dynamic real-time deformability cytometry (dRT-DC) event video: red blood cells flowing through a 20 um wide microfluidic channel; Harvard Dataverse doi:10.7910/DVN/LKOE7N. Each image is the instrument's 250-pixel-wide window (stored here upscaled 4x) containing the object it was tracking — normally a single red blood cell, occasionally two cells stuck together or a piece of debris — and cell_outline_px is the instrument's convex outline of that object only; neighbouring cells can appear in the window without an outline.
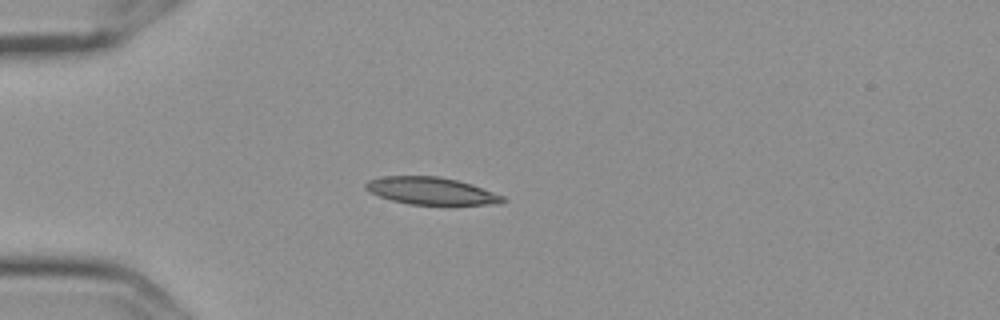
{"species": "Egyptian fruit bat (a non-hibernating species)", "species_latin": "Rousettus aegyptiacus", "temperature_condition": "cold", "stored_images_in_passage": 11, "camera_frame_rate_fps": 3000, "um_per_image_px": 0.085, "frame": {"image": 1, "passage_image": 4, "time_ms": 1.0, "image_size_px": [1000, 320], "cell_outline_px": [[504, 200], [500, 204], [408, 204], [392, 200], [380, 196], [364, 188], [364, 184], [368, 180], [380, 176], [440, 176], [472, 184], [504, 196]], "centroid_in_image_um": [36.62, 16.21], "position_along_channel_um": 48.4, "area_um2": 21.62}}
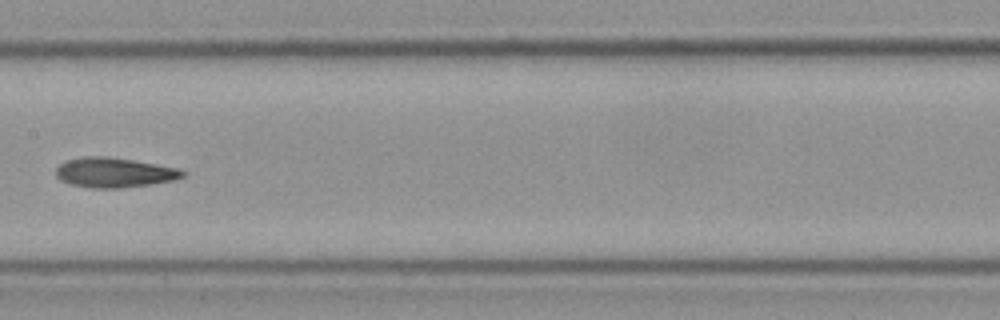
{"frame": {"image": 2, "passage_image": 8, "time_ms": 2.333, "image_size_px": [1000, 320], "cell_outline_px": [[188, 172], [184, 176], [172, 180], [148, 184], [120, 188], [88, 188], [68, 184], [60, 180], [56, 176], [56, 168], [64, 160], [84, 156], [104, 156], [132, 160], [176, 168]], "centroid_in_image_um": [9.63, 14.67], "position_along_channel_um": 197.8, "area_um2": 21.96}}
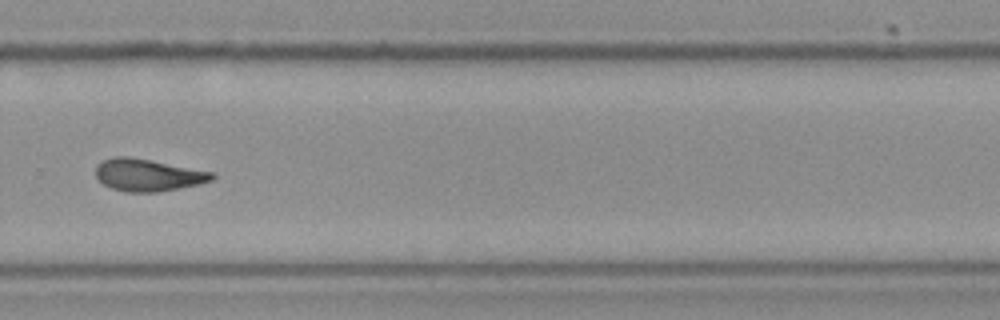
{"frame": {"image": 3, "passage_image": 11, "time_ms": 3.333, "image_size_px": [1000, 320], "cell_outline_px": [[216, 176], [212, 180], [200, 184], [156, 192], [124, 192], [112, 188], [104, 184], [96, 176], [96, 164], [112, 156], [128, 156], [212, 172]], "centroid_in_image_um": [12.54, 14.88], "position_along_channel_um": 317.3, "area_um2": 21.62}}